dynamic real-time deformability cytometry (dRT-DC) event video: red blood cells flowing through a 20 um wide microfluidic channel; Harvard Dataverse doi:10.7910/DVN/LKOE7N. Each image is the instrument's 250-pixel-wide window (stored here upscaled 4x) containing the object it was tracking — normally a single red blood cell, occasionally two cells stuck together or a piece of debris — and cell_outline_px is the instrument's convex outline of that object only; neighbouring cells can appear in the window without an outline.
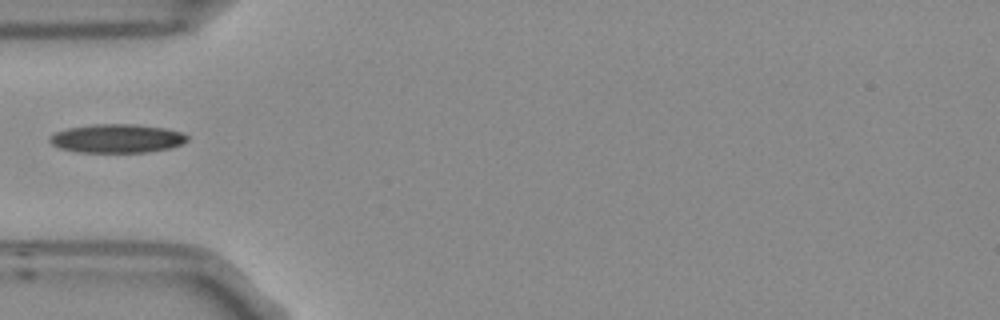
{"species": "Egyptian fruit bat (a non-hibernating species)", "species_latin": "Rousettus aegyptiacus", "temperature_condition": "room temperature", "stored_images_in_passage": 4, "camera_frame_rate_fps": 3000, "um_per_image_px": 0.085, "frame": {"image": 1, "passage_image": 3, "time_ms": 0.667, "image_size_px": [1000, 320], "cell_outline_px": [[188, 140], [180, 144], [168, 148], [148, 152], [80, 152], [60, 148], [52, 144], [48, 140], [48, 136], [56, 132], [68, 128], [92, 124], [136, 124], [164, 128], [180, 132], [188, 136]], "centroid_in_image_um": [9.91, 11.76], "position_along_channel_um": 75.1, "area_um2": 22.89}}